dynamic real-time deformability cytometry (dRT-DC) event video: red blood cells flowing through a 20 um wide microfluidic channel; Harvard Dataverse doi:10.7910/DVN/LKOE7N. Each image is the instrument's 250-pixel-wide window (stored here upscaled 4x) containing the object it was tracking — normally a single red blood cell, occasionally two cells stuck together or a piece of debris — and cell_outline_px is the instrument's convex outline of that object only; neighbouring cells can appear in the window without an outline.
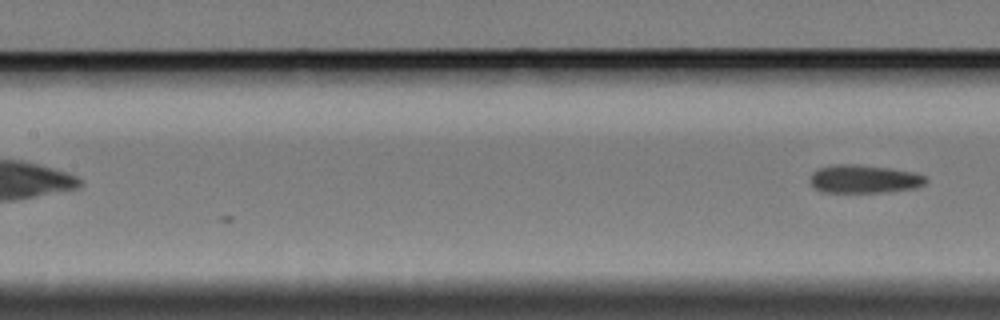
{"species": "Egyptian fruit bat (a non-hibernating species)", "species_latin": "Rousettus aegyptiacus", "temperature_condition": "cold", "stored_images_in_passage": 7, "camera_frame_rate_fps": 3000, "um_per_image_px": 0.085, "animal": {"sex": "female"}, "frame": {"image": 1, "passage_image": 7, "time_ms": 7.333, "image_size_px": [1000, 320], "cell_outline_px": [[928, 180], [924, 184], [916, 188], [888, 192], [824, 192], [816, 188], [808, 180], [812, 172], [816, 168], [828, 164], [856, 164], [892, 168], [912, 172], [924, 176]], "centroid_in_image_um": [73.41, 15.2], "position_along_channel_um": 134.0, "area_um2": 19.31}}